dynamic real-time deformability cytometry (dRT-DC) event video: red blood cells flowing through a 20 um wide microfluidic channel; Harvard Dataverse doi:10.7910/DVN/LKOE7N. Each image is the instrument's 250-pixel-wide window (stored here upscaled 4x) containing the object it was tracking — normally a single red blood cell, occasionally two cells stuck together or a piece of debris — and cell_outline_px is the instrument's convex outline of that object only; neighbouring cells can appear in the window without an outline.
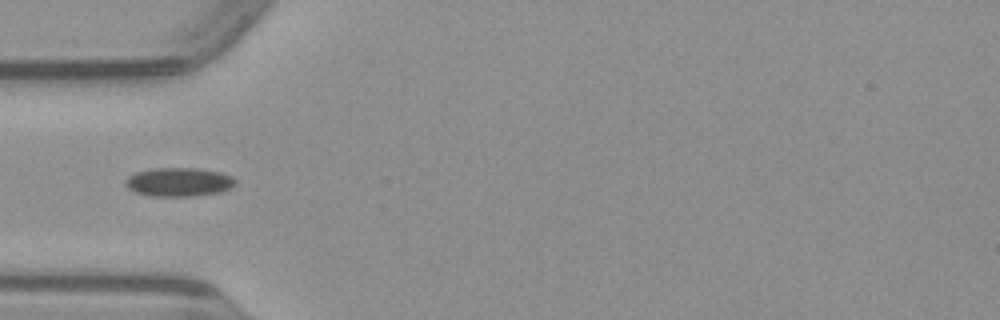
{"species": "common noctule bat (a hibernating species)", "species_latin": "Nyctalus noctula", "temperature_condition": "warm", "stored_images_in_passage": 32, "camera_frame_rate_fps": 3000, "um_per_image_px": 0.085, "animal": {"sex": "male", "body_mass_g": 23.1, "forearm_length_mm": 52.7}, "frame": {"image": 1, "passage_image": 1, "time_ms": 0.0, "image_size_px": [1000, 320], "cell_outline_px": [[236, 184], [232, 188], [220, 192], [196, 196], [152, 196], [136, 192], [128, 188], [124, 184], [124, 180], [128, 176], [136, 172], [152, 168], [196, 168], [220, 172], [232, 176], [236, 180]], "centroid_in_image_um": [15.21, 15.47], "position_along_channel_um": 69.8, "area_um2": 18.61}}
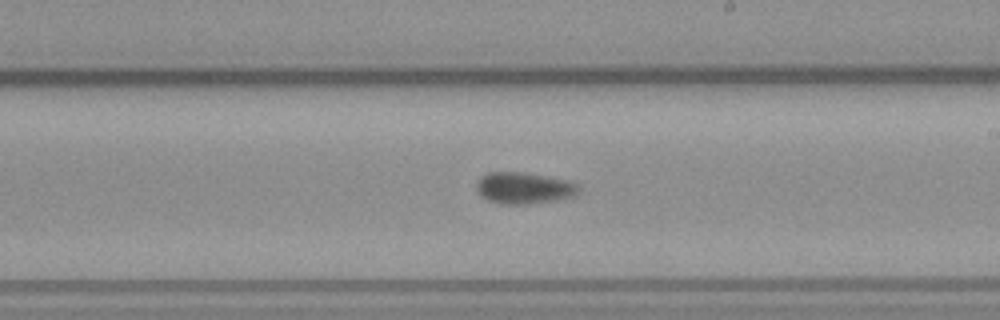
{"frame": {"image": 2, "passage_image": 14, "time_ms": 4.333, "image_size_px": [1000, 320], "cell_outline_px": [[580, 188], [576, 196], [564, 200], [528, 204], [500, 204], [488, 200], [480, 196], [476, 188], [476, 184], [488, 172], [524, 172], [548, 176], [568, 180], [580, 184]], "centroid_in_image_um": [44.62, 16.0], "position_along_channel_um": 244.4, "area_um2": 19.19}}
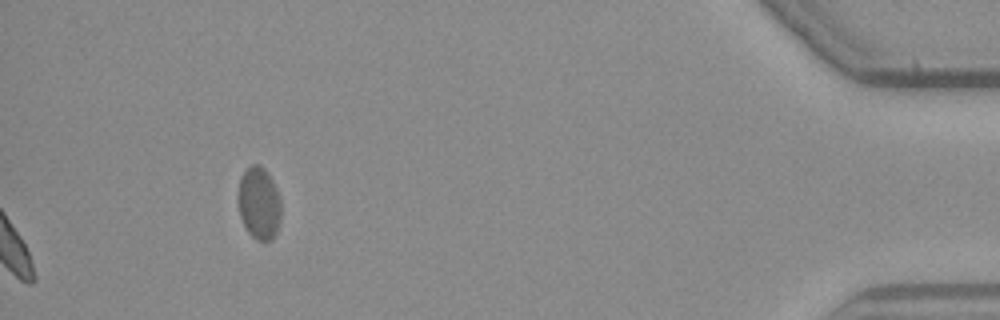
{"frame": {"image": 3, "passage_image": 32, "time_ms": 10.333, "image_size_px": [1000, 320], "cell_outline_px": [[280, 220], [276, 232], [272, 240], [256, 240], [248, 232], [240, 216], [236, 196], [240, 176], [244, 168], [252, 164], [260, 164], [264, 168], [272, 180], [276, 188], [280, 200]], "centroid_in_image_um": [21.97, 17.23], "position_along_channel_um": 413.2, "area_um2": 18.44}}